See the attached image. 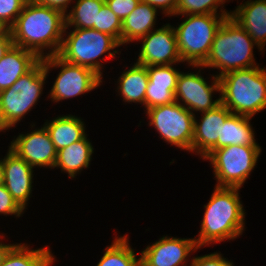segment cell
Instances as JSON below:
<instances>
[{
    "label": "cell",
    "mask_w": 266,
    "mask_h": 266,
    "mask_svg": "<svg viewBox=\"0 0 266 266\" xmlns=\"http://www.w3.org/2000/svg\"><path fill=\"white\" fill-rule=\"evenodd\" d=\"M65 26L66 19L62 11L28 0L9 29L14 45L43 59L58 54Z\"/></svg>",
    "instance_id": "1"
},
{
    "label": "cell",
    "mask_w": 266,
    "mask_h": 266,
    "mask_svg": "<svg viewBox=\"0 0 266 266\" xmlns=\"http://www.w3.org/2000/svg\"><path fill=\"white\" fill-rule=\"evenodd\" d=\"M240 188L217 187L204 205L205 212L201 222L197 246L233 240L245 230V210L239 197Z\"/></svg>",
    "instance_id": "2"
},
{
    "label": "cell",
    "mask_w": 266,
    "mask_h": 266,
    "mask_svg": "<svg viewBox=\"0 0 266 266\" xmlns=\"http://www.w3.org/2000/svg\"><path fill=\"white\" fill-rule=\"evenodd\" d=\"M220 100L231 113L253 118L266 109V68L255 66L219 77Z\"/></svg>",
    "instance_id": "3"
},
{
    "label": "cell",
    "mask_w": 266,
    "mask_h": 266,
    "mask_svg": "<svg viewBox=\"0 0 266 266\" xmlns=\"http://www.w3.org/2000/svg\"><path fill=\"white\" fill-rule=\"evenodd\" d=\"M258 45L231 17H227L215 34L204 68L219 69L217 77L257 65L253 47Z\"/></svg>",
    "instance_id": "4"
},
{
    "label": "cell",
    "mask_w": 266,
    "mask_h": 266,
    "mask_svg": "<svg viewBox=\"0 0 266 266\" xmlns=\"http://www.w3.org/2000/svg\"><path fill=\"white\" fill-rule=\"evenodd\" d=\"M66 33L65 28V37L57 55L69 63L89 68L103 78L101 69L104 62L101 61L116 57L119 50L115 48L121 47L120 43L113 36L95 29L74 28ZM105 53L107 57L100 60Z\"/></svg>",
    "instance_id": "5"
},
{
    "label": "cell",
    "mask_w": 266,
    "mask_h": 266,
    "mask_svg": "<svg viewBox=\"0 0 266 266\" xmlns=\"http://www.w3.org/2000/svg\"><path fill=\"white\" fill-rule=\"evenodd\" d=\"M48 73L40 59L10 88L0 91V132L15 127L42 95Z\"/></svg>",
    "instance_id": "6"
},
{
    "label": "cell",
    "mask_w": 266,
    "mask_h": 266,
    "mask_svg": "<svg viewBox=\"0 0 266 266\" xmlns=\"http://www.w3.org/2000/svg\"><path fill=\"white\" fill-rule=\"evenodd\" d=\"M185 16L174 27L176 42L182 62L189 66L203 65L209 55L215 34L231 14H195Z\"/></svg>",
    "instance_id": "7"
},
{
    "label": "cell",
    "mask_w": 266,
    "mask_h": 266,
    "mask_svg": "<svg viewBox=\"0 0 266 266\" xmlns=\"http://www.w3.org/2000/svg\"><path fill=\"white\" fill-rule=\"evenodd\" d=\"M260 146L231 145L214 150L205 160L212 164L217 187L241 188L254 170Z\"/></svg>",
    "instance_id": "8"
},
{
    "label": "cell",
    "mask_w": 266,
    "mask_h": 266,
    "mask_svg": "<svg viewBox=\"0 0 266 266\" xmlns=\"http://www.w3.org/2000/svg\"><path fill=\"white\" fill-rule=\"evenodd\" d=\"M149 126L168 144L192 152L195 115L176 101L145 110Z\"/></svg>",
    "instance_id": "9"
},
{
    "label": "cell",
    "mask_w": 266,
    "mask_h": 266,
    "mask_svg": "<svg viewBox=\"0 0 266 266\" xmlns=\"http://www.w3.org/2000/svg\"><path fill=\"white\" fill-rule=\"evenodd\" d=\"M46 73L53 68H59L52 89L50 90L51 101L59 102L79 95L88 93L101 86L102 78L93 70L69 63L61 59L57 54L43 58Z\"/></svg>",
    "instance_id": "10"
},
{
    "label": "cell",
    "mask_w": 266,
    "mask_h": 266,
    "mask_svg": "<svg viewBox=\"0 0 266 266\" xmlns=\"http://www.w3.org/2000/svg\"><path fill=\"white\" fill-rule=\"evenodd\" d=\"M192 67H198V72H180L175 90V101L195 115L194 112L203 113L214 109L221 103L220 98L212 100L213 93H220V81L216 75H212L210 85L200 73L204 67L202 65H192Z\"/></svg>",
    "instance_id": "11"
},
{
    "label": "cell",
    "mask_w": 266,
    "mask_h": 266,
    "mask_svg": "<svg viewBox=\"0 0 266 266\" xmlns=\"http://www.w3.org/2000/svg\"><path fill=\"white\" fill-rule=\"evenodd\" d=\"M139 41L142 46L136 63L144 66H160L182 63L178 52L174 27L170 24L150 31Z\"/></svg>",
    "instance_id": "12"
},
{
    "label": "cell",
    "mask_w": 266,
    "mask_h": 266,
    "mask_svg": "<svg viewBox=\"0 0 266 266\" xmlns=\"http://www.w3.org/2000/svg\"><path fill=\"white\" fill-rule=\"evenodd\" d=\"M198 249L195 238L163 236L141 251V266H187V258Z\"/></svg>",
    "instance_id": "13"
},
{
    "label": "cell",
    "mask_w": 266,
    "mask_h": 266,
    "mask_svg": "<svg viewBox=\"0 0 266 266\" xmlns=\"http://www.w3.org/2000/svg\"><path fill=\"white\" fill-rule=\"evenodd\" d=\"M9 148L33 168L54 169L57 150L44 126L27 134L19 133Z\"/></svg>",
    "instance_id": "14"
},
{
    "label": "cell",
    "mask_w": 266,
    "mask_h": 266,
    "mask_svg": "<svg viewBox=\"0 0 266 266\" xmlns=\"http://www.w3.org/2000/svg\"><path fill=\"white\" fill-rule=\"evenodd\" d=\"M231 114V111L220 103L214 109L201 113V121L194 117L192 153L200 154L205 161L216 150L221 126Z\"/></svg>",
    "instance_id": "15"
},
{
    "label": "cell",
    "mask_w": 266,
    "mask_h": 266,
    "mask_svg": "<svg viewBox=\"0 0 266 266\" xmlns=\"http://www.w3.org/2000/svg\"><path fill=\"white\" fill-rule=\"evenodd\" d=\"M4 170V186L25 210L33 188V167L15 152L8 148L7 155L2 158Z\"/></svg>",
    "instance_id": "16"
},
{
    "label": "cell",
    "mask_w": 266,
    "mask_h": 266,
    "mask_svg": "<svg viewBox=\"0 0 266 266\" xmlns=\"http://www.w3.org/2000/svg\"><path fill=\"white\" fill-rule=\"evenodd\" d=\"M258 45L259 51L266 43V0H247L231 11L230 16Z\"/></svg>",
    "instance_id": "17"
},
{
    "label": "cell",
    "mask_w": 266,
    "mask_h": 266,
    "mask_svg": "<svg viewBox=\"0 0 266 266\" xmlns=\"http://www.w3.org/2000/svg\"><path fill=\"white\" fill-rule=\"evenodd\" d=\"M39 60L33 52L13 44L0 60V91L10 88Z\"/></svg>",
    "instance_id": "18"
},
{
    "label": "cell",
    "mask_w": 266,
    "mask_h": 266,
    "mask_svg": "<svg viewBox=\"0 0 266 266\" xmlns=\"http://www.w3.org/2000/svg\"><path fill=\"white\" fill-rule=\"evenodd\" d=\"M158 10L140 1L137 7L122 21L121 45L139 41L154 30Z\"/></svg>",
    "instance_id": "19"
},
{
    "label": "cell",
    "mask_w": 266,
    "mask_h": 266,
    "mask_svg": "<svg viewBox=\"0 0 266 266\" xmlns=\"http://www.w3.org/2000/svg\"><path fill=\"white\" fill-rule=\"evenodd\" d=\"M94 148L92 143L87 139V135L73 144L57 151L54 168H60L61 171L68 173V177L75 178L83 168L90 165Z\"/></svg>",
    "instance_id": "20"
},
{
    "label": "cell",
    "mask_w": 266,
    "mask_h": 266,
    "mask_svg": "<svg viewBox=\"0 0 266 266\" xmlns=\"http://www.w3.org/2000/svg\"><path fill=\"white\" fill-rule=\"evenodd\" d=\"M58 151L74 142L83 139L87 134L85 125L81 118L73 115H64L46 121L43 125Z\"/></svg>",
    "instance_id": "21"
},
{
    "label": "cell",
    "mask_w": 266,
    "mask_h": 266,
    "mask_svg": "<svg viewBox=\"0 0 266 266\" xmlns=\"http://www.w3.org/2000/svg\"><path fill=\"white\" fill-rule=\"evenodd\" d=\"M250 120L251 117L232 113L221 126L216 149L231 145L259 146Z\"/></svg>",
    "instance_id": "22"
},
{
    "label": "cell",
    "mask_w": 266,
    "mask_h": 266,
    "mask_svg": "<svg viewBox=\"0 0 266 266\" xmlns=\"http://www.w3.org/2000/svg\"><path fill=\"white\" fill-rule=\"evenodd\" d=\"M149 79L147 68L134 63L129 69L122 72L117 81V90L124 102L140 103L145 107V92Z\"/></svg>",
    "instance_id": "23"
},
{
    "label": "cell",
    "mask_w": 266,
    "mask_h": 266,
    "mask_svg": "<svg viewBox=\"0 0 266 266\" xmlns=\"http://www.w3.org/2000/svg\"><path fill=\"white\" fill-rule=\"evenodd\" d=\"M52 251L46 247L30 249L27 244H16L1 266H50L55 261Z\"/></svg>",
    "instance_id": "24"
},
{
    "label": "cell",
    "mask_w": 266,
    "mask_h": 266,
    "mask_svg": "<svg viewBox=\"0 0 266 266\" xmlns=\"http://www.w3.org/2000/svg\"><path fill=\"white\" fill-rule=\"evenodd\" d=\"M104 4L105 0H77L72 9L65 14V28L97 30V17Z\"/></svg>",
    "instance_id": "25"
},
{
    "label": "cell",
    "mask_w": 266,
    "mask_h": 266,
    "mask_svg": "<svg viewBox=\"0 0 266 266\" xmlns=\"http://www.w3.org/2000/svg\"><path fill=\"white\" fill-rule=\"evenodd\" d=\"M127 236H115L112 244L104 249L105 252L96 266H141V257H137L138 254L129 245Z\"/></svg>",
    "instance_id": "26"
},
{
    "label": "cell",
    "mask_w": 266,
    "mask_h": 266,
    "mask_svg": "<svg viewBox=\"0 0 266 266\" xmlns=\"http://www.w3.org/2000/svg\"><path fill=\"white\" fill-rule=\"evenodd\" d=\"M227 0H177L175 15H195V14H231L221 7Z\"/></svg>",
    "instance_id": "27"
},
{
    "label": "cell",
    "mask_w": 266,
    "mask_h": 266,
    "mask_svg": "<svg viewBox=\"0 0 266 266\" xmlns=\"http://www.w3.org/2000/svg\"><path fill=\"white\" fill-rule=\"evenodd\" d=\"M174 65L146 66L148 72L147 86L167 87V90H176L180 71ZM173 66V67H172Z\"/></svg>",
    "instance_id": "28"
},
{
    "label": "cell",
    "mask_w": 266,
    "mask_h": 266,
    "mask_svg": "<svg viewBox=\"0 0 266 266\" xmlns=\"http://www.w3.org/2000/svg\"><path fill=\"white\" fill-rule=\"evenodd\" d=\"M97 30L113 36L121 45L122 21L104 4L97 17Z\"/></svg>",
    "instance_id": "29"
},
{
    "label": "cell",
    "mask_w": 266,
    "mask_h": 266,
    "mask_svg": "<svg viewBox=\"0 0 266 266\" xmlns=\"http://www.w3.org/2000/svg\"><path fill=\"white\" fill-rule=\"evenodd\" d=\"M175 101V90L167 87L147 86L145 92V109L166 105Z\"/></svg>",
    "instance_id": "30"
},
{
    "label": "cell",
    "mask_w": 266,
    "mask_h": 266,
    "mask_svg": "<svg viewBox=\"0 0 266 266\" xmlns=\"http://www.w3.org/2000/svg\"><path fill=\"white\" fill-rule=\"evenodd\" d=\"M28 0H0V22L10 28Z\"/></svg>",
    "instance_id": "31"
},
{
    "label": "cell",
    "mask_w": 266,
    "mask_h": 266,
    "mask_svg": "<svg viewBox=\"0 0 266 266\" xmlns=\"http://www.w3.org/2000/svg\"><path fill=\"white\" fill-rule=\"evenodd\" d=\"M24 209L11 196L4 185L0 186V215H15L20 217Z\"/></svg>",
    "instance_id": "32"
},
{
    "label": "cell",
    "mask_w": 266,
    "mask_h": 266,
    "mask_svg": "<svg viewBox=\"0 0 266 266\" xmlns=\"http://www.w3.org/2000/svg\"><path fill=\"white\" fill-rule=\"evenodd\" d=\"M141 0H105V4L123 21Z\"/></svg>",
    "instance_id": "33"
},
{
    "label": "cell",
    "mask_w": 266,
    "mask_h": 266,
    "mask_svg": "<svg viewBox=\"0 0 266 266\" xmlns=\"http://www.w3.org/2000/svg\"><path fill=\"white\" fill-rule=\"evenodd\" d=\"M231 263L232 261L224 258L221 253L214 252L193 257L189 266H229Z\"/></svg>",
    "instance_id": "34"
},
{
    "label": "cell",
    "mask_w": 266,
    "mask_h": 266,
    "mask_svg": "<svg viewBox=\"0 0 266 266\" xmlns=\"http://www.w3.org/2000/svg\"><path fill=\"white\" fill-rule=\"evenodd\" d=\"M144 3H148L157 10H162V14L168 16H175L177 0H141Z\"/></svg>",
    "instance_id": "35"
},
{
    "label": "cell",
    "mask_w": 266,
    "mask_h": 266,
    "mask_svg": "<svg viewBox=\"0 0 266 266\" xmlns=\"http://www.w3.org/2000/svg\"><path fill=\"white\" fill-rule=\"evenodd\" d=\"M38 4L49 6L50 8H55L60 11H62L64 14L67 13L69 6L71 2L73 3V0H33Z\"/></svg>",
    "instance_id": "36"
},
{
    "label": "cell",
    "mask_w": 266,
    "mask_h": 266,
    "mask_svg": "<svg viewBox=\"0 0 266 266\" xmlns=\"http://www.w3.org/2000/svg\"><path fill=\"white\" fill-rule=\"evenodd\" d=\"M13 45L12 35L9 28L0 33V60Z\"/></svg>",
    "instance_id": "37"
},
{
    "label": "cell",
    "mask_w": 266,
    "mask_h": 266,
    "mask_svg": "<svg viewBox=\"0 0 266 266\" xmlns=\"http://www.w3.org/2000/svg\"><path fill=\"white\" fill-rule=\"evenodd\" d=\"M16 244H2L0 242V266L4 262L6 256L8 255L9 251L15 246Z\"/></svg>",
    "instance_id": "38"
},
{
    "label": "cell",
    "mask_w": 266,
    "mask_h": 266,
    "mask_svg": "<svg viewBox=\"0 0 266 266\" xmlns=\"http://www.w3.org/2000/svg\"><path fill=\"white\" fill-rule=\"evenodd\" d=\"M4 184V170L2 165V159L0 160V186Z\"/></svg>",
    "instance_id": "39"
},
{
    "label": "cell",
    "mask_w": 266,
    "mask_h": 266,
    "mask_svg": "<svg viewBox=\"0 0 266 266\" xmlns=\"http://www.w3.org/2000/svg\"><path fill=\"white\" fill-rule=\"evenodd\" d=\"M6 27L0 22V33L5 29Z\"/></svg>",
    "instance_id": "40"
}]
</instances>
